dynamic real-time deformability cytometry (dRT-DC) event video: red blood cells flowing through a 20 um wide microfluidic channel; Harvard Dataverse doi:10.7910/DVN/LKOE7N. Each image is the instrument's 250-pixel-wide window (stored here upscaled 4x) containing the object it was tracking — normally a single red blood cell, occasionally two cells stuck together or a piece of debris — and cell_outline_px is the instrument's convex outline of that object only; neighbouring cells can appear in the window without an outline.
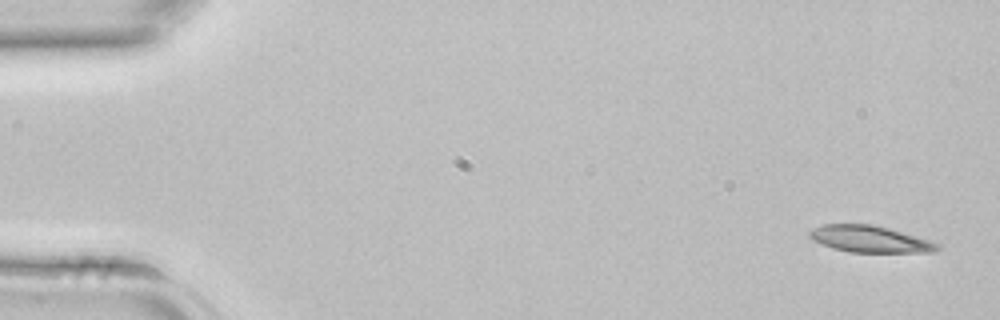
{"species": "common noctule bat (a hibernating species)", "species_latin": "Nyctalus noctula", "temperature_condition": "room temperature", "stored_images_in_passage": 4, "camera_frame_rate_fps": 3000, "um_per_image_px": 0.085, "animal": {"sex": "female", "body_mass_g": 22.7, "forearm_length_mm": 54.2}, "frame": {"image": 1, "passage_image": 1, "time_ms": 0.0, "image_size_px": [1000, 320], "cell_outline_px": [[940, 248], [936, 252], [848, 252], [832, 248], [812, 240], [808, 236], [808, 232], [812, 228], [824, 224], [872, 224], [888, 228], [916, 236], [940, 244]], "centroid_in_image_um": [73.91, 20.32], "position_along_channel_um": 11.1, "area_um2": 19.88}}
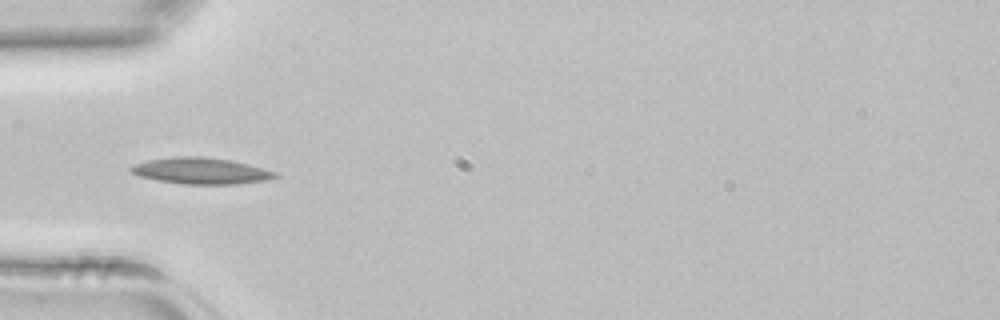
{"frame": {"image": 2, "passage_image": 4, "time_ms": 1.0, "image_size_px": [1000, 320], "cell_outline_px": [[280, 176], [264, 180], [236, 184], [180, 184], [156, 180], [140, 176], [132, 172], [128, 168], [132, 164], [148, 160], [172, 156], [200, 156], [232, 160], [248, 164], [276, 172]], "centroid_in_image_um": [17.04, 14.51], "position_along_channel_um": 68.0, "area_um2": 22.2}}